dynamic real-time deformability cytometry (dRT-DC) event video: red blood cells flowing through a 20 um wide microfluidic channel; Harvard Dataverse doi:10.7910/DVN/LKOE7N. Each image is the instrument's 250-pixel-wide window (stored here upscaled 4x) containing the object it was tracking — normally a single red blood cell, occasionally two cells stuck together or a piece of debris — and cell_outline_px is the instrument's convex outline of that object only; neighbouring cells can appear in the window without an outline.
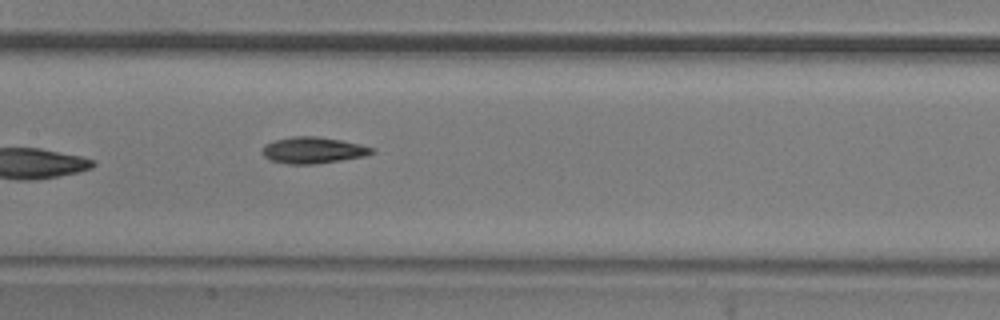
{"species": "common noctule bat (a hibernating species)", "species_latin": "Nyctalus noctula", "temperature_condition": "room temperature", "stored_images_in_passage": 5, "camera_frame_rate_fps": 3000, "um_per_image_px": 0.085, "animal": {"sex": "male", "body_mass_g": 20.5, "forearm_length_mm": 52.5}, "frame": {"image": 1, "passage_image": 5, "time_ms": 4.667, "image_size_px": [1000, 320], "cell_outline_px": [[376, 152], [364, 156], [316, 164], [288, 164], [268, 160], [260, 152], [264, 144], [276, 140], [292, 136], [316, 136], [340, 140], [360, 144], [376, 148]], "centroid_in_image_um": [26.59, 12.77], "position_along_channel_um": 180.8, "area_um2": 16.99}}